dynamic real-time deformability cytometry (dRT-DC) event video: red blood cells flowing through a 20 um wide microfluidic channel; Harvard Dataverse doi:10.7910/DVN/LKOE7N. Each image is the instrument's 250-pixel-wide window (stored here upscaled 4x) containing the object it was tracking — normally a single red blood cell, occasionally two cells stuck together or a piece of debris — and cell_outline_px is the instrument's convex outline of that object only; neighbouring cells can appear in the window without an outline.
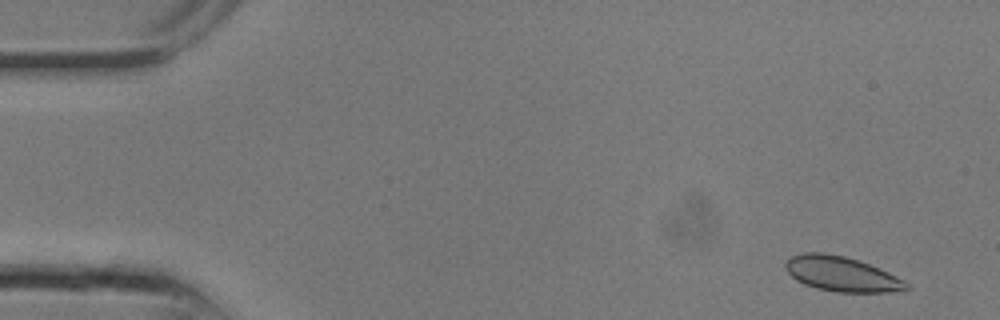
{"species": "common noctule bat (a hibernating species)", "species_latin": "Nyctalus noctula", "temperature_condition": "room temperature", "stored_images_in_passage": 12, "camera_frame_rate_fps": 3000, "um_per_image_px": 0.085, "animal": {"sex": "male", "body_mass_g": 13.3}, "frame": {"image": 1, "passage_image": 2, "time_ms": 0.333, "image_size_px": [1000, 320], "cell_outline_px": [[912, 288], [904, 292], [836, 292], [816, 288], [804, 284], [796, 280], [784, 268], [784, 264], [792, 256], [804, 252], [824, 252], [844, 256], [860, 260], [888, 272], [904, 280]], "centroid_in_image_um": [71.57, 23.29], "position_along_channel_um": 13.4, "area_um2": 24.85}}
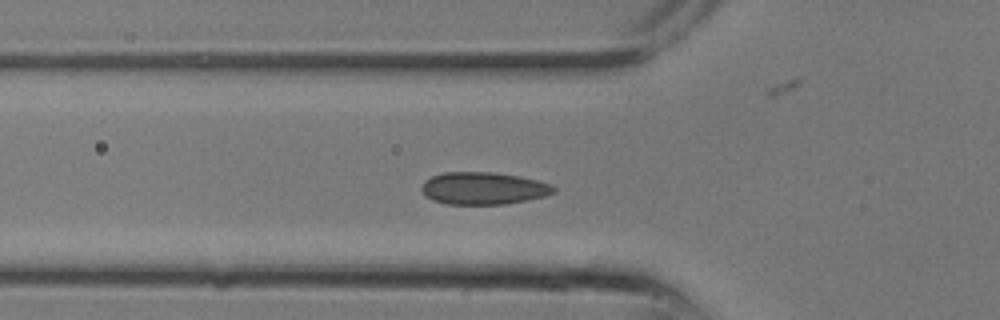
{"frame": {"image": 2, "passage_image": 9, "time_ms": 2.667, "image_size_px": [1000, 320], "cell_outline_px": [[556, 192], [544, 196], [528, 200], [504, 204], [448, 204], [432, 200], [424, 196], [420, 188], [424, 180], [432, 176], [444, 172], [492, 172], [520, 176], [552, 184], [556, 188]], "centroid_in_image_um": [41.07, 16.0], "position_along_channel_um": 84.7, "area_um2": 25.09}}
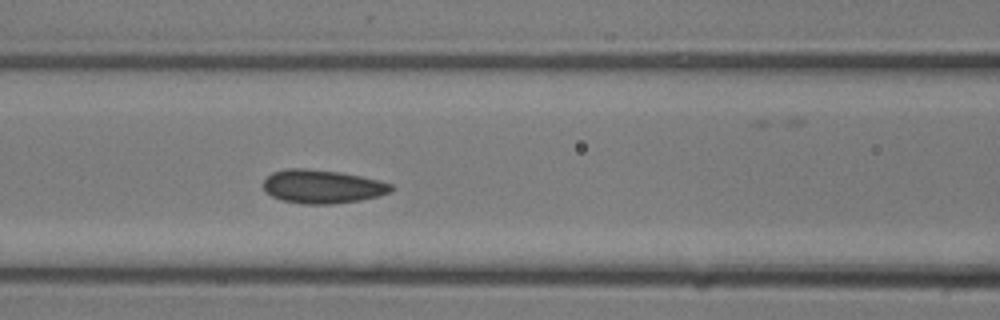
{"frame": {"image": 3, "passage_image": 11, "time_ms": 3.333, "image_size_px": [1000, 320], "cell_outline_px": [[392, 192], [380, 196], [360, 200], [332, 204], [300, 204], [280, 200], [264, 192], [264, 180], [272, 172], [288, 168], [304, 168], [340, 172], [380, 180], [392, 184]], "centroid_in_image_um": [27.39, 15.86], "position_along_channel_um": 139.2, "area_um2": 25.2}}